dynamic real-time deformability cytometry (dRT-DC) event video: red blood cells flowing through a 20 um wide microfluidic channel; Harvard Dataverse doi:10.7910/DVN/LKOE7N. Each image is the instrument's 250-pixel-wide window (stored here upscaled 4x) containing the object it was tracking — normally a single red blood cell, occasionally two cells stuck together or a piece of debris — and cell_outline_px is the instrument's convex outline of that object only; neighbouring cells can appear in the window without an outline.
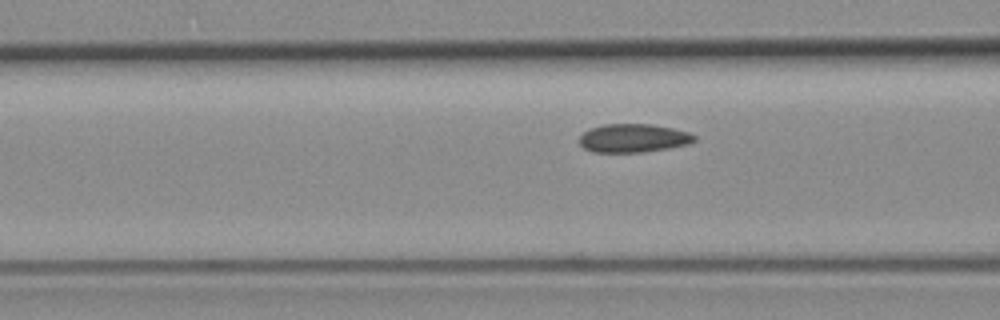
{"species": "common noctule bat (a hibernating species)", "species_latin": "Nyctalus noctula", "temperature_condition": "room temperature", "stored_images_in_passage": 10, "camera_frame_rate_fps": 3000, "um_per_image_px": 0.085, "animal": {"sex": "female", "body_mass_g": 19.3, "forearm_length_mm": 54.1}, "frame": {"image": 1, "passage_image": 4, "time_ms": 1.0, "image_size_px": [1000, 320], "cell_outline_px": [[696, 140], [688, 144], [668, 148], [644, 152], [592, 152], [584, 148], [580, 144], [580, 136], [588, 128], [604, 124], [652, 124], [672, 128], [688, 132], [696, 136]], "centroid_in_image_um": [53.82, 11.74], "position_along_channel_um": 112.8, "area_um2": 19.13}}
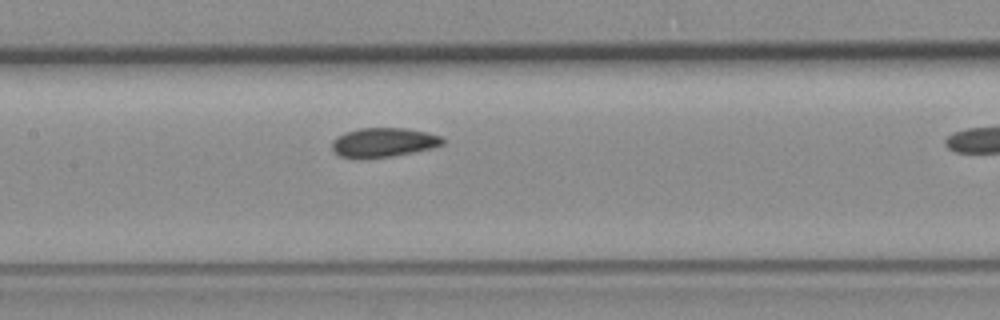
{"frame": {"image": 2, "passage_image": 9, "time_ms": 2.667, "image_size_px": [1000, 320], "cell_outline_px": [[444, 144], [432, 148], [392, 156], [360, 160], [340, 156], [332, 148], [332, 140], [336, 136], [344, 132], [360, 128], [404, 128], [428, 132], [440, 136], [444, 140]], "centroid_in_image_um": [32.56, 12.11], "position_along_channel_um": 174.8, "area_um2": 19.13}}